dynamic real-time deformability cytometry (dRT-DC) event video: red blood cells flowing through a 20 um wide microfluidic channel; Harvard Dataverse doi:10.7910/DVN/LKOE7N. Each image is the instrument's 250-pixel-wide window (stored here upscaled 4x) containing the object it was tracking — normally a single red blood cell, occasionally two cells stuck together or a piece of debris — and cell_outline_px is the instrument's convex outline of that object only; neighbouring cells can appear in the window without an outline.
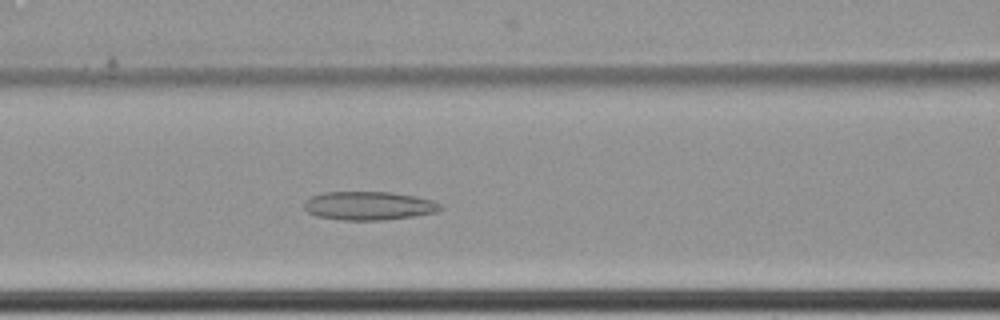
{"species": "common noctule bat (a hibernating species)", "species_latin": "Nyctalus noctula", "temperature_condition": "cold", "stored_images_in_passage": 65, "camera_frame_rate_fps": 3000, "um_per_image_px": 0.085, "animal": {"sex": "female", "body_mass_g": 22.7, "forearm_length_mm": 54.2}, "frame": {"image": 1, "passage_image": 31, "time_ms": 10.0, "image_size_px": [1000, 320], "cell_outline_px": [[444, 208], [436, 212], [416, 216], [384, 220], [340, 220], [316, 216], [308, 212], [304, 208], [304, 200], [312, 196], [324, 192], [392, 192], [416, 196], [432, 200], [444, 204]], "centroid_in_image_um": [31.38, 17.49], "position_along_channel_um": 135.2, "area_um2": 23.0}}
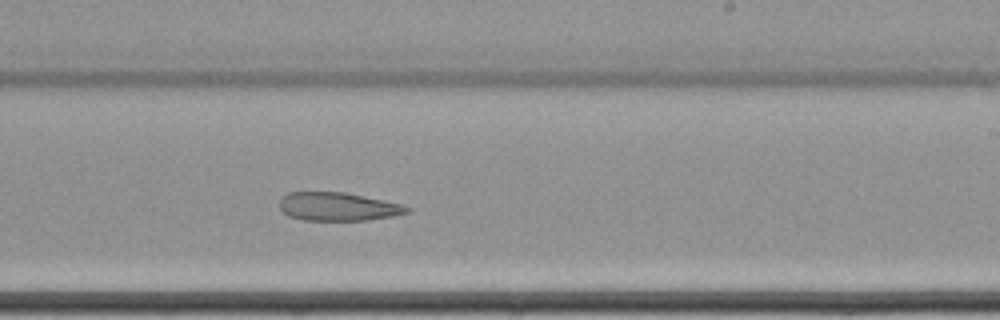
{"frame": {"image": 2, "passage_image": 42, "time_ms": 13.667, "image_size_px": [1000, 320], "cell_outline_px": [[412, 208], [408, 212], [392, 216], [368, 220], [304, 220], [288, 216], [280, 208], [280, 200], [288, 192], [344, 192], [404, 204]], "centroid_in_image_um": [28.75, 17.56], "position_along_channel_um": 260.2, "area_um2": 21.04}}
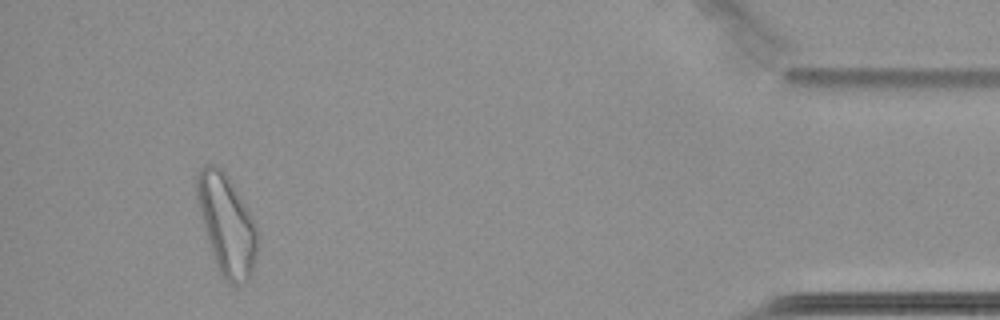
{"frame": {"image": 3, "passage_image": 61, "time_ms": 20.0, "image_size_px": [1000, 320], "cell_outline_px": [[256, 256], [252, 272], [248, 280], [228, 280], [216, 268], [200, 216], [196, 200], [196, 176], [200, 168], [204, 164], [212, 164], [220, 168], [228, 176], [256, 224]], "centroid_in_image_um": [19.22, 19.01], "position_along_channel_um": 416.0, "area_um2": 34.56}, "authors_computed_cell_mechanics": {"area_um2": 29.478, "velocity_mm_per_s": 3.4184, "shape_relaxation_time_tau1_ms": null, "shape_relaxation_time_tau2_ms": 8.1436, "deformation_change_tau1": null, "deformation_change_tau2": 0.1468}}